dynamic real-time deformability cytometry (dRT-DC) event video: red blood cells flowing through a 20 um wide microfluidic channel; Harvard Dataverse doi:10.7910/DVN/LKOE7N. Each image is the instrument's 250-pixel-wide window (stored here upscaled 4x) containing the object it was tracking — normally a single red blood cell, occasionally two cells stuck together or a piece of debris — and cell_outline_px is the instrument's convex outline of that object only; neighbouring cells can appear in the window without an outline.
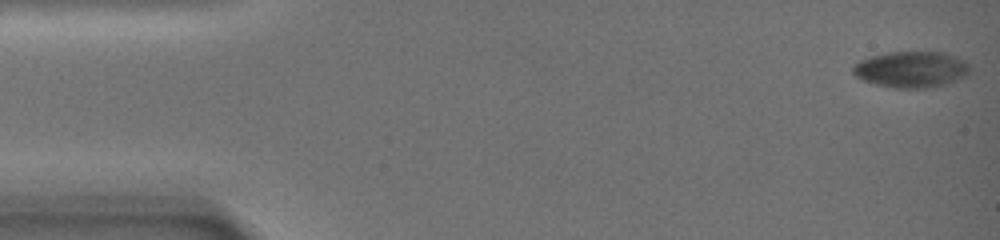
{"species": "common noctule bat (a hibernating species)", "species_latin": "Nyctalus noctula", "temperature_condition": "warm", "stored_images_in_passage": 56, "camera_frame_rate_fps": 3000, "um_per_image_px": 0.085, "animal": {"sex": "female", "body_mass_g": 19.0, "forearm_length_mm": 51.5}, "frame": {"image": 1, "passage_image": 1, "time_ms": 0.0, "image_size_px": [1000, 240], "cell_outline_px": [[968, 72], [964, 76], [956, 80], [944, 84], [928, 88], [892, 88], [860, 80], [852, 72], [852, 64], [860, 60], [872, 56], [888, 52], [944, 52], [956, 56], [964, 60], [968, 64]], "centroid_in_image_um": [77.4, 5.9], "position_along_channel_um": 7.6, "area_um2": 24.68}}
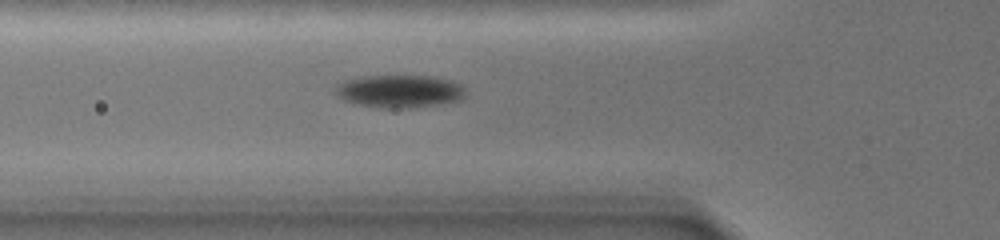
{"frame": {"image": 2, "passage_image": 38, "time_ms": 8.0, "image_size_px": [1000, 240], "cell_outline_px": [[464, 96], [460, 100], [412, 108], [380, 108], [356, 104], [344, 100], [336, 96], [336, 84], [344, 80], [360, 76], [432, 76], [452, 80], [460, 84], [464, 88]], "centroid_in_image_um": [33.92, 7.75], "position_along_channel_um": 91.9, "area_um2": 24.97}}
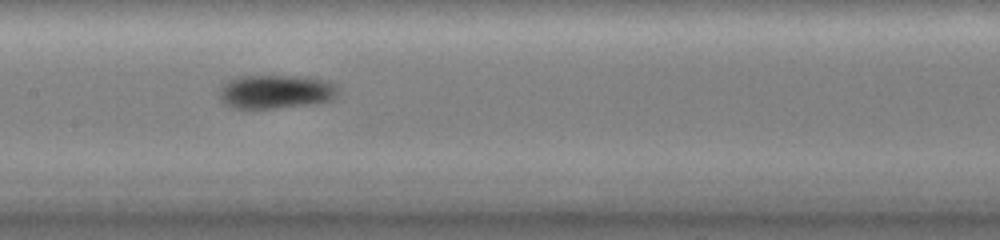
{"frame": {"image": 3, "passage_image": 55, "time_ms": 11.333, "image_size_px": [1000, 240], "cell_outline_px": [[336, 96], [332, 100], [316, 104], [272, 108], [232, 108], [224, 104], [220, 100], [220, 88], [228, 80], [236, 76], [304, 76], [328, 80], [336, 84]], "centroid_in_image_um": [23.45, 7.79], "position_along_channel_um": 184.0, "area_um2": 23.64}}